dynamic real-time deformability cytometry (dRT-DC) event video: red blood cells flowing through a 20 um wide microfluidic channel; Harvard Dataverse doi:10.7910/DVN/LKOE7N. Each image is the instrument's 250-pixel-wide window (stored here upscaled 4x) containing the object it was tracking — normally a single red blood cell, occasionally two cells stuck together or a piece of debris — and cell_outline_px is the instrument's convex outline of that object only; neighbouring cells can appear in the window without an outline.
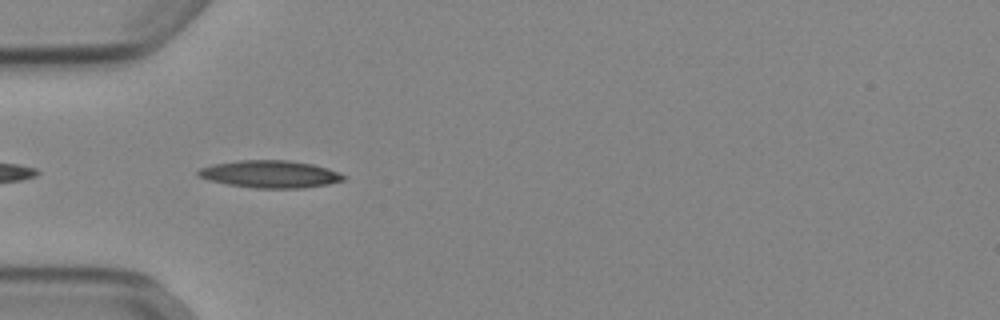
{"species": "Egyptian fruit bat (a non-hibernating species)", "species_latin": "Rousettus aegyptiacus", "temperature_condition": "cold", "stored_images_in_passage": 5, "camera_frame_rate_fps": 3000, "um_per_image_px": 0.085, "animal": {"sex": "female"}, "frame": {"image": 1, "passage_image": 2, "time_ms": 0.333, "image_size_px": [1000, 320], "cell_outline_px": [[348, 176], [344, 180], [328, 184], [304, 188], [256, 188], [228, 184], [208, 180], [196, 176], [196, 172], [200, 168], [212, 164], [240, 160], [288, 160], [312, 164], [328, 168]], "centroid_in_image_um": [22.96, 14.8], "position_along_channel_um": 62.0, "area_um2": 23.29}}